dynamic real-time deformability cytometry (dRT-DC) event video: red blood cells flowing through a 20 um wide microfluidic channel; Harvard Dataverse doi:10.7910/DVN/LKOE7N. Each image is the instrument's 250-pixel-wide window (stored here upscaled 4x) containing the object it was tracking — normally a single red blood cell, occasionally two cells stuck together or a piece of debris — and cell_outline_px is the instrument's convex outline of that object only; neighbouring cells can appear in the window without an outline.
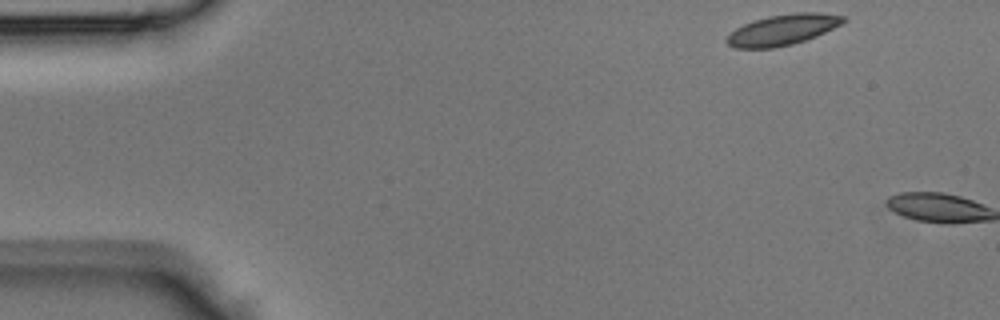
{"species": "Egyptian fruit bat (a non-hibernating species)", "species_latin": "Rousettus aegyptiacus", "temperature_condition": "room temperature", "stored_images_in_passage": 2, "camera_frame_rate_fps": 3000, "um_per_image_px": 0.085, "animal": {"sex": "male"}, "frame": {"image": 1, "passage_image": 1, "time_ms": 0.0, "image_size_px": [1000, 320], "cell_outline_px": [[848, 20], [816, 36], [792, 44], [772, 48], [736, 48], [728, 44], [724, 40], [736, 28], [752, 20], [768, 16], [796, 12], [816, 12], [844, 16]], "centroid_in_image_um": [66.51, 2.52], "position_along_channel_um": 18.5, "area_um2": 20.69}}